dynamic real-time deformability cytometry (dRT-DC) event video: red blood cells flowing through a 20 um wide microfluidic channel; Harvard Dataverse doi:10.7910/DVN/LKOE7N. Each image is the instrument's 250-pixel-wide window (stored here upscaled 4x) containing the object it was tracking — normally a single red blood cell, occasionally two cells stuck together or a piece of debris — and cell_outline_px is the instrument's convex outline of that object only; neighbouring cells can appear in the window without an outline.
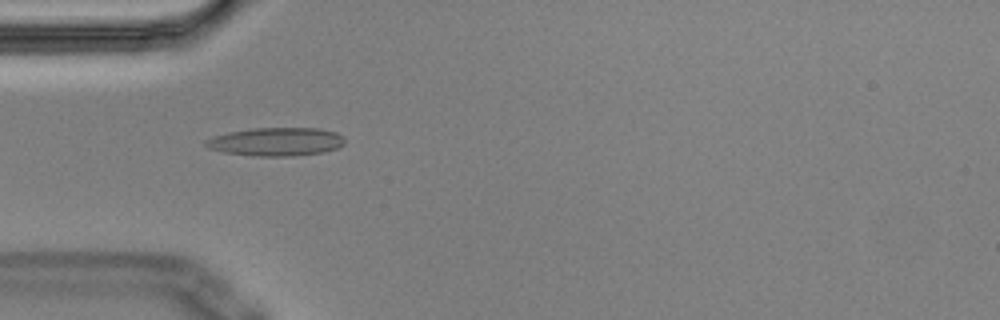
{"species": "Egyptian fruit bat (a non-hibernating species)", "species_latin": "Rousettus aegyptiacus", "temperature_condition": "cold", "stored_images_in_passage": 6, "camera_frame_rate_fps": 3000, "um_per_image_px": 0.085, "animal": {"sex": "male"}, "frame": {"image": 1, "passage_image": 5, "time_ms": 1.333, "image_size_px": [1000, 320], "cell_outline_px": [[344, 144], [336, 148], [324, 152], [292, 156], [252, 156], [224, 152], [208, 148], [204, 144], [204, 140], [212, 136], [228, 132], [252, 128], [320, 128], [336, 132], [344, 136]], "centroid_in_image_um": [23.45, 12.04], "position_along_channel_um": 61.5, "area_um2": 23.18}}